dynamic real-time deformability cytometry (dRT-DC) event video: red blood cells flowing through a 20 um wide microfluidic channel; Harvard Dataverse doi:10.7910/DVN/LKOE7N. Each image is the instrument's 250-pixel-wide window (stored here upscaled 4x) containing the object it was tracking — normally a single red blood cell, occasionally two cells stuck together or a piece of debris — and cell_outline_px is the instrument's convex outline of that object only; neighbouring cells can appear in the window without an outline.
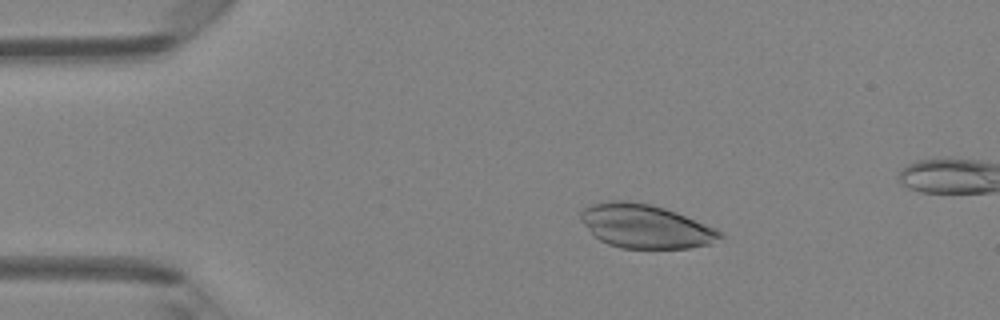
{"species": "Egyptian fruit bat (a non-hibernating species)", "species_latin": "Rousettus aegyptiacus", "temperature_condition": "room temperature", "stored_images_in_passage": 46, "camera_frame_rate_fps": 3000, "um_per_image_px": 0.085, "animal": {"sex": "female"}, "frame": {"image": 1, "passage_image": 9, "time_ms": 2.667, "image_size_px": [1000, 320], "cell_outline_px": [[724, 236], [712, 244], [688, 248], [620, 248], [608, 244], [600, 240], [580, 220], [580, 212], [584, 208], [592, 204], [608, 200], [628, 200], [652, 204], [676, 212], [716, 228], [724, 232]], "centroid_in_image_um": [54.89, 19.22], "position_along_channel_um": 30.1, "area_um2": 35.66}}
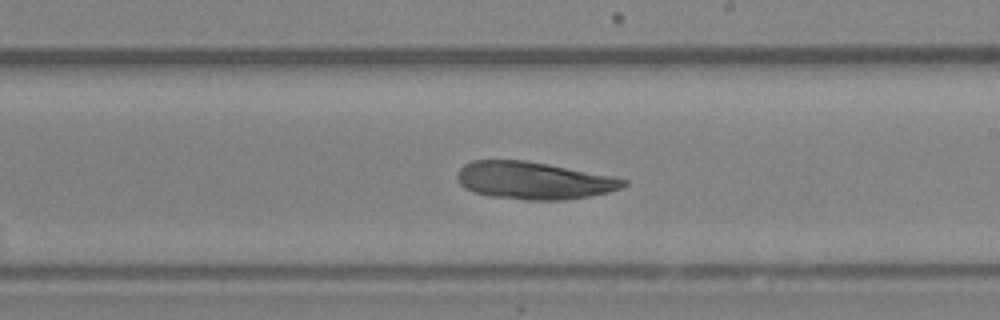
{"frame": {"image": 2, "passage_image": 28, "time_ms": 9.0, "image_size_px": [1000, 320], "cell_outline_px": [[628, 184], [620, 188], [608, 192], [588, 196], [564, 200], [528, 200], [488, 196], [464, 188], [460, 184], [456, 176], [460, 168], [464, 164], [472, 160], [524, 160], [548, 164], [612, 176], [628, 180]], "centroid_in_image_um": [45.34, 15.34], "position_along_channel_um": 243.7, "area_um2": 36.18}}
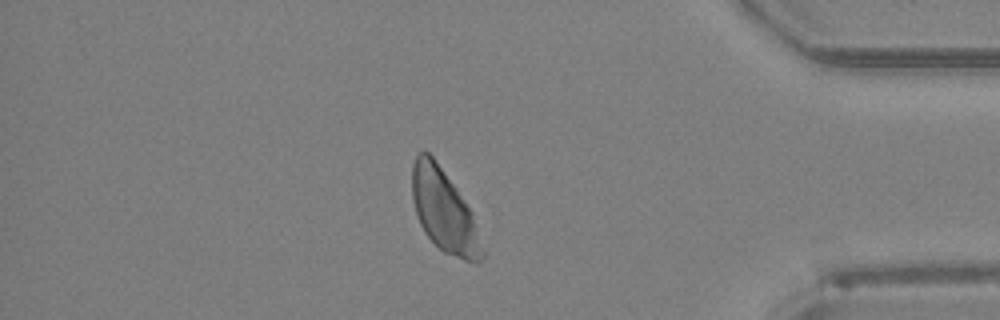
{"frame": {"image": 3, "passage_image": 41, "time_ms": 13.333, "image_size_px": [1000, 320], "cell_outline_px": [[484, 256], [476, 264], [472, 264], [444, 252], [424, 232], [420, 224], [412, 200], [412, 164], [416, 156], [420, 152], [428, 152], [432, 156], [456, 188], [472, 212], [484, 252]], "centroid_in_image_um": [37.75, 17.95], "position_along_channel_um": 397.5, "area_um2": 33.29}}